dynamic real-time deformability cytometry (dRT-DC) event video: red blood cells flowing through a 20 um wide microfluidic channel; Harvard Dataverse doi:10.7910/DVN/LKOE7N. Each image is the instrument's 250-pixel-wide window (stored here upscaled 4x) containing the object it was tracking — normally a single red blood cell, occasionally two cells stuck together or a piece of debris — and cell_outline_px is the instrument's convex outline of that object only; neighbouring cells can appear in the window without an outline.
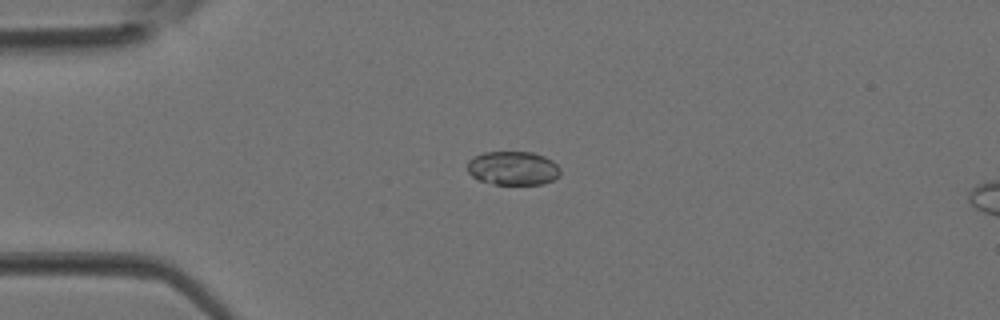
{"species": "Egyptian fruit bat (a non-hibernating species)", "species_latin": "Rousettus aegyptiacus", "temperature_condition": "room temperature", "stored_images_in_passage": 3, "camera_frame_rate_fps": 3000, "um_per_image_px": 0.085, "animal": {"sex": "female"}, "frame": {"image": 1, "passage_image": 2, "time_ms": 0.333, "image_size_px": [1000, 320], "cell_outline_px": [[560, 176], [544, 184], [496, 184], [480, 180], [472, 176], [468, 172], [468, 160], [484, 152], [532, 152], [544, 156], [552, 160], [560, 168]], "centroid_in_image_um": [43.63, 14.29], "position_along_channel_um": 41.4, "area_um2": 18.26}}